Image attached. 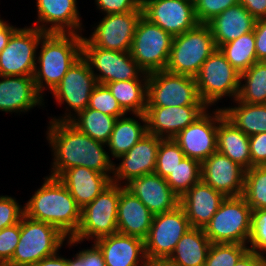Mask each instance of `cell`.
<instances>
[{
	"mask_svg": "<svg viewBox=\"0 0 266 266\" xmlns=\"http://www.w3.org/2000/svg\"><path fill=\"white\" fill-rule=\"evenodd\" d=\"M144 266H175L168 258L146 257Z\"/></svg>",
	"mask_w": 266,
	"mask_h": 266,
	"instance_id": "54",
	"label": "cell"
},
{
	"mask_svg": "<svg viewBox=\"0 0 266 266\" xmlns=\"http://www.w3.org/2000/svg\"><path fill=\"white\" fill-rule=\"evenodd\" d=\"M39 48L33 79L37 91L44 97V90L52 92L71 66L82 57V33H45Z\"/></svg>",
	"mask_w": 266,
	"mask_h": 266,
	"instance_id": "3",
	"label": "cell"
},
{
	"mask_svg": "<svg viewBox=\"0 0 266 266\" xmlns=\"http://www.w3.org/2000/svg\"><path fill=\"white\" fill-rule=\"evenodd\" d=\"M17 29V27L10 25L7 23L1 30H0V52L5 48L9 38L11 37L12 33Z\"/></svg>",
	"mask_w": 266,
	"mask_h": 266,
	"instance_id": "53",
	"label": "cell"
},
{
	"mask_svg": "<svg viewBox=\"0 0 266 266\" xmlns=\"http://www.w3.org/2000/svg\"><path fill=\"white\" fill-rule=\"evenodd\" d=\"M48 125L46 139L54 157L49 176L58 178L69 168L83 166L112 180L114 162L105 143L87 136L70 121H49Z\"/></svg>",
	"mask_w": 266,
	"mask_h": 266,
	"instance_id": "1",
	"label": "cell"
},
{
	"mask_svg": "<svg viewBox=\"0 0 266 266\" xmlns=\"http://www.w3.org/2000/svg\"><path fill=\"white\" fill-rule=\"evenodd\" d=\"M38 18L34 27L44 33L82 32L77 0H36Z\"/></svg>",
	"mask_w": 266,
	"mask_h": 266,
	"instance_id": "20",
	"label": "cell"
},
{
	"mask_svg": "<svg viewBox=\"0 0 266 266\" xmlns=\"http://www.w3.org/2000/svg\"><path fill=\"white\" fill-rule=\"evenodd\" d=\"M104 256L105 266H144V240L135 236L114 233L95 241Z\"/></svg>",
	"mask_w": 266,
	"mask_h": 266,
	"instance_id": "25",
	"label": "cell"
},
{
	"mask_svg": "<svg viewBox=\"0 0 266 266\" xmlns=\"http://www.w3.org/2000/svg\"><path fill=\"white\" fill-rule=\"evenodd\" d=\"M184 157V152L173 139H162L157 152L154 173L166 179Z\"/></svg>",
	"mask_w": 266,
	"mask_h": 266,
	"instance_id": "40",
	"label": "cell"
},
{
	"mask_svg": "<svg viewBox=\"0 0 266 266\" xmlns=\"http://www.w3.org/2000/svg\"><path fill=\"white\" fill-rule=\"evenodd\" d=\"M116 119L114 116L87 107L74 116L70 122L92 139L107 144Z\"/></svg>",
	"mask_w": 266,
	"mask_h": 266,
	"instance_id": "34",
	"label": "cell"
},
{
	"mask_svg": "<svg viewBox=\"0 0 266 266\" xmlns=\"http://www.w3.org/2000/svg\"><path fill=\"white\" fill-rule=\"evenodd\" d=\"M237 106L223 107L225 118L247 136L266 133V103L248 104L234 100Z\"/></svg>",
	"mask_w": 266,
	"mask_h": 266,
	"instance_id": "32",
	"label": "cell"
},
{
	"mask_svg": "<svg viewBox=\"0 0 266 266\" xmlns=\"http://www.w3.org/2000/svg\"><path fill=\"white\" fill-rule=\"evenodd\" d=\"M239 3V0H196L195 16L199 24H207L227 8Z\"/></svg>",
	"mask_w": 266,
	"mask_h": 266,
	"instance_id": "43",
	"label": "cell"
},
{
	"mask_svg": "<svg viewBox=\"0 0 266 266\" xmlns=\"http://www.w3.org/2000/svg\"><path fill=\"white\" fill-rule=\"evenodd\" d=\"M31 266H69V259L60 256L57 252L55 255L43 258Z\"/></svg>",
	"mask_w": 266,
	"mask_h": 266,
	"instance_id": "52",
	"label": "cell"
},
{
	"mask_svg": "<svg viewBox=\"0 0 266 266\" xmlns=\"http://www.w3.org/2000/svg\"><path fill=\"white\" fill-rule=\"evenodd\" d=\"M207 109V106L147 107V133L162 139H174Z\"/></svg>",
	"mask_w": 266,
	"mask_h": 266,
	"instance_id": "21",
	"label": "cell"
},
{
	"mask_svg": "<svg viewBox=\"0 0 266 266\" xmlns=\"http://www.w3.org/2000/svg\"><path fill=\"white\" fill-rule=\"evenodd\" d=\"M215 49L217 47L210 27L198 24L194 29L173 37L165 70L195 77Z\"/></svg>",
	"mask_w": 266,
	"mask_h": 266,
	"instance_id": "6",
	"label": "cell"
},
{
	"mask_svg": "<svg viewBox=\"0 0 266 266\" xmlns=\"http://www.w3.org/2000/svg\"><path fill=\"white\" fill-rule=\"evenodd\" d=\"M211 242L201 228H190L168 258L175 266H204Z\"/></svg>",
	"mask_w": 266,
	"mask_h": 266,
	"instance_id": "31",
	"label": "cell"
},
{
	"mask_svg": "<svg viewBox=\"0 0 266 266\" xmlns=\"http://www.w3.org/2000/svg\"><path fill=\"white\" fill-rule=\"evenodd\" d=\"M153 214L124 185H120L117 213V232L145 240L149 234Z\"/></svg>",
	"mask_w": 266,
	"mask_h": 266,
	"instance_id": "26",
	"label": "cell"
},
{
	"mask_svg": "<svg viewBox=\"0 0 266 266\" xmlns=\"http://www.w3.org/2000/svg\"><path fill=\"white\" fill-rule=\"evenodd\" d=\"M200 180L201 163L189 157H184L166 178V182L179 198Z\"/></svg>",
	"mask_w": 266,
	"mask_h": 266,
	"instance_id": "37",
	"label": "cell"
},
{
	"mask_svg": "<svg viewBox=\"0 0 266 266\" xmlns=\"http://www.w3.org/2000/svg\"><path fill=\"white\" fill-rule=\"evenodd\" d=\"M227 61L242 74L258 62L255 51L254 31L241 35L237 39L219 47Z\"/></svg>",
	"mask_w": 266,
	"mask_h": 266,
	"instance_id": "36",
	"label": "cell"
},
{
	"mask_svg": "<svg viewBox=\"0 0 266 266\" xmlns=\"http://www.w3.org/2000/svg\"><path fill=\"white\" fill-rule=\"evenodd\" d=\"M244 81V82H242ZM237 99L248 104L266 103V63L258 61L240 74Z\"/></svg>",
	"mask_w": 266,
	"mask_h": 266,
	"instance_id": "35",
	"label": "cell"
},
{
	"mask_svg": "<svg viewBox=\"0 0 266 266\" xmlns=\"http://www.w3.org/2000/svg\"><path fill=\"white\" fill-rule=\"evenodd\" d=\"M58 179L66 186L81 209L112 183L105 174L83 166L65 170Z\"/></svg>",
	"mask_w": 266,
	"mask_h": 266,
	"instance_id": "27",
	"label": "cell"
},
{
	"mask_svg": "<svg viewBox=\"0 0 266 266\" xmlns=\"http://www.w3.org/2000/svg\"><path fill=\"white\" fill-rule=\"evenodd\" d=\"M225 198L224 194L200 180L179 199V205L192 228L204 229Z\"/></svg>",
	"mask_w": 266,
	"mask_h": 266,
	"instance_id": "23",
	"label": "cell"
},
{
	"mask_svg": "<svg viewBox=\"0 0 266 266\" xmlns=\"http://www.w3.org/2000/svg\"><path fill=\"white\" fill-rule=\"evenodd\" d=\"M96 85L95 75L91 72L88 63L82 57L79 58L67 71L59 85L50 92L59 105L64 103L68 105L63 116L58 118L54 116L50 121H70L79 112L85 110Z\"/></svg>",
	"mask_w": 266,
	"mask_h": 266,
	"instance_id": "12",
	"label": "cell"
},
{
	"mask_svg": "<svg viewBox=\"0 0 266 266\" xmlns=\"http://www.w3.org/2000/svg\"><path fill=\"white\" fill-rule=\"evenodd\" d=\"M251 207L243 196L226 197L203 229L211 243L248 245Z\"/></svg>",
	"mask_w": 266,
	"mask_h": 266,
	"instance_id": "8",
	"label": "cell"
},
{
	"mask_svg": "<svg viewBox=\"0 0 266 266\" xmlns=\"http://www.w3.org/2000/svg\"><path fill=\"white\" fill-rule=\"evenodd\" d=\"M251 167L266 166V133L249 136Z\"/></svg>",
	"mask_w": 266,
	"mask_h": 266,
	"instance_id": "48",
	"label": "cell"
},
{
	"mask_svg": "<svg viewBox=\"0 0 266 266\" xmlns=\"http://www.w3.org/2000/svg\"><path fill=\"white\" fill-rule=\"evenodd\" d=\"M254 35L257 61H264L266 60V18L256 20Z\"/></svg>",
	"mask_w": 266,
	"mask_h": 266,
	"instance_id": "49",
	"label": "cell"
},
{
	"mask_svg": "<svg viewBox=\"0 0 266 266\" xmlns=\"http://www.w3.org/2000/svg\"><path fill=\"white\" fill-rule=\"evenodd\" d=\"M248 245L249 251L260 254L266 260V209L252 210Z\"/></svg>",
	"mask_w": 266,
	"mask_h": 266,
	"instance_id": "42",
	"label": "cell"
},
{
	"mask_svg": "<svg viewBox=\"0 0 266 266\" xmlns=\"http://www.w3.org/2000/svg\"><path fill=\"white\" fill-rule=\"evenodd\" d=\"M192 228L184 209L178 205L174 210L153 215L147 238L144 240L148 258H169L180 238Z\"/></svg>",
	"mask_w": 266,
	"mask_h": 266,
	"instance_id": "14",
	"label": "cell"
},
{
	"mask_svg": "<svg viewBox=\"0 0 266 266\" xmlns=\"http://www.w3.org/2000/svg\"><path fill=\"white\" fill-rule=\"evenodd\" d=\"M23 207L28 218L55 226L67 238L76 234L81 222V208L56 177L46 176Z\"/></svg>",
	"mask_w": 266,
	"mask_h": 266,
	"instance_id": "2",
	"label": "cell"
},
{
	"mask_svg": "<svg viewBox=\"0 0 266 266\" xmlns=\"http://www.w3.org/2000/svg\"><path fill=\"white\" fill-rule=\"evenodd\" d=\"M245 9L256 19L266 18V0H239Z\"/></svg>",
	"mask_w": 266,
	"mask_h": 266,
	"instance_id": "50",
	"label": "cell"
},
{
	"mask_svg": "<svg viewBox=\"0 0 266 266\" xmlns=\"http://www.w3.org/2000/svg\"><path fill=\"white\" fill-rule=\"evenodd\" d=\"M217 151L245 170L251 168L249 136L237 129L225 117L218 123Z\"/></svg>",
	"mask_w": 266,
	"mask_h": 266,
	"instance_id": "30",
	"label": "cell"
},
{
	"mask_svg": "<svg viewBox=\"0 0 266 266\" xmlns=\"http://www.w3.org/2000/svg\"><path fill=\"white\" fill-rule=\"evenodd\" d=\"M208 109L193 123L180 131L174 141L184 152L185 157L204 162L217 151L218 123L225 117L222 108Z\"/></svg>",
	"mask_w": 266,
	"mask_h": 266,
	"instance_id": "15",
	"label": "cell"
},
{
	"mask_svg": "<svg viewBox=\"0 0 266 266\" xmlns=\"http://www.w3.org/2000/svg\"><path fill=\"white\" fill-rule=\"evenodd\" d=\"M95 4L107 15L136 11L141 6V0H95Z\"/></svg>",
	"mask_w": 266,
	"mask_h": 266,
	"instance_id": "47",
	"label": "cell"
},
{
	"mask_svg": "<svg viewBox=\"0 0 266 266\" xmlns=\"http://www.w3.org/2000/svg\"><path fill=\"white\" fill-rule=\"evenodd\" d=\"M248 250L239 243H211L204 266H235Z\"/></svg>",
	"mask_w": 266,
	"mask_h": 266,
	"instance_id": "39",
	"label": "cell"
},
{
	"mask_svg": "<svg viewBox=\"0 0 266 266\" xmlns=\"http://www.w3.org/2000/svg\"><path fill=\"white\" fill-rule=\"evenodd\" d=\"M133 116L135 117L123 116L116 119L109 142L106 144L109 148L110 157L118 159L147 134L145 114H133Z\"/></svg>",
	"mask_w": 266,
	"mask_h": 266,
	"instance_id": "29",
	"label": "cell"
},
{
	"mask_svg": "<svg viewBox=\"0 0 266 266\" xmlns=\"http://www.w3.org/2000/svg\"><path fill=\"white\" fill-rule=\"evenodd\" d=\"M147 82L148 79H132L107 83L106 86L126 114H145Z\"/></svg>",
	"mask_w": 266,
	"mask_h": 266,
	"instance_id": "33",
	"label": "cell"
},
{
	"mask_svg": "<svg viewBox=\"0 0 266 266\" xmlns=\"http://www.w3.org/2000/svg\"><path fill=\"white\" fill-rule=\"evenodd\" d=\"M20 238V222L0 230V265L5 266L15 252Z\"/></svg>",
	"mask_w": 266,
	"mask_h": 266,
	"instance_id": "45",
	"label": "cell"
},
{
	"mask_svg": "<svg viewBox=\"0 0 266 266\" xmlns=\"http://www.w3.org/2000/svg\"><path fill=\"white\" fill-rule=\"evenodd\" d=\"M162 138L147 133L126 154L114 163L112 182L123 186L131 179L152 174L156 169L157 152Z\"/></svg>",
	"mask_w": 266,
	"mask_h": 266,
	"instance_id": "18",
	"label": "cell"
},
{
	"mask_svg": "<svg viewBox=\"0 0 266 266\" xmlns=\"http://www.w3.org/2000/svg\"><path fill=\"white\" fill-rule=\"evenodd\" d=\"M206 106L200 99L195 77L167 70L148 74L147 107Z\"/></svg>",
	"mask_w": 266,
	"mask_h": 266,
	"instance_id": "9",
	"label": "cell"
},
{
	"mask_svg": "<svg viewBox=\"0 0 266 266\" xmlns=\"http://www.w3.org/2000/svg\"><path fill=\"white\" fill-rule=\"evenodd\" d=\"M124 187L139 198L153 215L172 211L179 205L180 198L166 179L155 173L131 179Z\"/></svg>",
	"mask_w": 266,
	"mask_h": 266,
	"instance_id": "22",
	"label": "cell"
},
{
	"mask_svg": "<svg viewBox=\"0 0 266 266\" xmlns=\"http://www.w3.org/2000/svg\"><path fill=\"white\" fill-rule=\"evenodd\" d=\"M88 108L102 112L103 114L111 115L116 118L127 115L117 100L112 96L111 91L106 85L97 84L90 96Z\"/></svg>",
	"mask_w": 266,
	"mask_h": 266,
	"instance_id": "41",
	"label": "cell"
},
{
	"mask_svg": "<svg viewBox=\"0 0 266 266\" xmlns=\"http://www.w3.org/2000/svg\"><path fill=\"white\" fill-rule=\"evenodd\" d=\"M82 58L95 75L97 84L106 85L115 81L148 79V74L140 68L130 52L95 47L84 36H82Z\"/></svg>",
	"mask_w": 266,
	"mask_h": 266,
	"instance_id": "10",
	"label": "cell"
},
{
	"mask_svg": "<svg viewBox=\"0 0 266 266\" xmlns=\"http://www.w3.org/2000/svg\"><path fill=\"white\" fill-rule=\"evenodd\" d=\"M24 215V207L18 203L16 198L0 196V230L13 226L20 222Z\"/></svg>",
	"mask_w": 266,
	"mask_h": 266,
	"instance_id": "44",
	"label": "cell"
},
{
	"mask_svg": "<svg viewBox=\"0 0 266 266\" xmlns=\"http://www.w3.org/2000/svg\"><path fill=\"white\" fill-rule=\"evenodd\" d=\"M143 15L142 7L127 13L107 14L92 27L87 38L95 47L130 52L137 24Z\"/></svg>",
	"mask_w": 266,
	"mask_h": 266,
	"instance_id": "16",
	"label": "cell"
},
{
	"mask_svg": "<svg viewBox=\"0 0 266 266\" xmlns=\"http://www.w3.org/2000/svg\"><path fill=\"white\" fill-rule=\"evenodd\" d=\"M143 16L172 37L194 29L199 23L194 2L189 0H141Z\"/></svg>",
	"mask_w": 266,
	"mask_h": 266,
	"instance_id": "17",
	"label": "cell"
},
{
	"mask_svg": "<svg viewBox=\"0 0 266 266\" xmlns=\"http://www.w3.org/2000/svg\"><path fill=\"white\" fill-rule=\"evenodd\" d=\"M8 21H4L3 19H1L0 17V30L7 24Z\"/></svg>",
	"mask_w": 266,
	"mask_h": 266,
	"instance_id": "55",
	"label": "cell"
},
{
	"mask_svg": "<svg viewBox=\"0 0 266 266\" xmlns=\"http://www.w3.org/2000/svg\"><path fill=\"white\" fill-rule=\"evenodd\" d=\"M44 34L34 26L17 28L0 52V75L33 76L38 45Z\"/></svg>",
	"mask_w": 266,
	"mask_h": 266,
	"instance_id": "13",
	"label": "cell"
},
{
	"mask_svg": "<svg viewBox=\"0 0 266 266\" xmlns=\"http://www.w3.org/2000/svg\"><path fill=\"white\" fill-rule=\"evenodd\" d=\"M172 40L169 33L142 15L136 27L130 54L146 74L165 70Z\"/></svg>",
	"mask_w": 266,
	"mask_h": 266,
	"instance_id": "11",
	"label": "cell"
},
{
	"mask_svg": "<svg viewBox=\"0 0 266 266\" xmlns=\"http://www.w3.org/2000/svg\"><path fill=\"white\" fill-rule=\"evenodd\" d=\"M255 24L256 19L241 3L227 8L207 23L217 48L254 31Z\"/></svg>",
	"mask_w": 266,
	"mask_h": 266,
	"instance_id": "28",
	"label": "cell"
},
{
	"mask_svg": "<svg viewBox=\"0 0 266 266\" xmlns=\"http://www.w3.org/2000/svg\"><path fill=\"white\" fill-rule=\"evenodd\" d=\"M120 185L111 183L92 202L81 209V222L76 234L67 238V246L84 240H96L117 233Z\"/></svg>",
	"mask_w": 266,
	"mask_h": 266,
	"instance_id": "5",
	"label": "cell"
},
{
	"mask_svg": "<svg viewBox=\"0 0 266 266\" xmlns=\"http://www.w3.org/2000/svg\"><path fill=\"white\" fill-rule=\"evenodd\" d=\"M67 237L55 226L23 215L20 238L12 259L5 266H31L43 258L55 255Z\"/></svg>",
	"mask_w": 266,
	"mask_h": 266,
	"instance_id": "4",
	"label": "cell"
},
{
	"mask_svg": "<svg viewBox=\"0 0 266 266\" xmlns=\"http://www.w3.org/2000/svg\"><path fill=\"white\" fill-rule=\"evenodd\" d=\"M201 101L210 108L224 96L236 100L240 88V73L227 61L219 48L207 58L195 76Z\"/></svg>",
	"mask_w": 266,
	"mask_h": 266,
	"instance_id": "7",
	"label": "cell"
},
{
	"mask_svg": "<svg viewBox=\"0 0 266 266\" xmlns=\"http://www.w3.org/2000/svg\"><path fill=\"white\" fill-rule=\"evenodd\" d=\"M201 180L226 197L242 196L245 169L219 151L201 163Z\"/></svg>",
	"mask_w": 266,
	"mask_h": 266,
	"instance_id": "19",
	"label": "cell"
},
{
	"mask_svg": "<svg viewBox=\"0 0 266 266\" xmlns=\"http://www.w3.org/2000/svg\"><path fill=\"white\" fill-rule=\"evenodd\" d=\"M235 266H266V260L260 254L248 250Z\"/></svg>",
	"mask_w": 266,
	"mask_h": 266,
	"instance_id": "51",
	"label": "cell"
},
{
	"mask_svg": "<svg viewBox=\"0 0 266 266\" xmlns=\"http://www.w3.org/2000/svg\"><path fill=\"white\" fill-rule=\"evenodd\" d=\"M242 196L252 210L266 209V166H253L245 170Z\"/></svg>",
	"mask_w": 266,
	"mask_h": 266,
	"instance_id": "38",
	"label": "cell"
},
{
	"mask_svg": "<svg viewBox=\"0 0 266 266\" xmlns=\"http://www.w3.org/2000/svg\"><path fill=\"white\" fill-rule=\"evenodd\" d=\"M43 101L33 76L0 75V111L26 113L36 106H43Z\"/></svg>",
	"mask_w": 266,
	"mask_h": 266,
	"instance_id": "24",
	"label": "cell"
},
{
	"mask_svg": "<svg viewBox=\"0 0 266 266\" xmlns=\"http://www.w3.org/2000/svg\"><path fill=\"white\" fill-rule=\"evenodd\" d=\"M73 257L69 259V266H105L104 256L95 243L90 249L84 248Z\"/></svg>",
	"mask_w": 266,
	"mask_h": 266,
	"instance_id": "46",
	"label": "cell"
}]
</instances>
